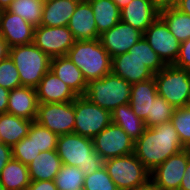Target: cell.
Masks as SVG:
<instances>
[{"mask_svg":"<svg viewBox=\"0 0 190 190\" xmlns=\"http://www.w3.org/2000/svg\"><path fill=\"white\" fill-rule=\"evenodd\" d=\"M27 190H58L54 180L31 181Z\"/></svg>","mask_w":190,"mask_h":190,"instance_id":"ab89813d","label":"cell"},{"mask_svg":"<svg viewBox=\"0 0 190 190\" xmlns=\"http://www.w3.org/2000/svg\"><path fill=\"white\" fill-rule=\"evenodd\" d=\"M27 136L33 140L34 145L41 152L56 150L57 148L58 135L36 121L32 122Z\"/></svg>","mask_w":190,"mask_h":190,"instance_id":"d6a6232c","label":"cell"},{"mask_svg":"<svg viewBox=\"0 0 190 190\" xmlns=\"http://www.w3.org/2000/svg\"><path fill=\"white\" fill-rule=\"evenodd\" d=\"M9 90L0 86V114L7 113Z\"/></svg>","mask_w":190,"mask_h":190,"instance_id":"7bdbcfd3","label":"cell"},{"mask_svg":"<svg viewBox=\"0 0 190 190\" xmlns=\"http://www.w3.org/2000/svg\"><path fill=\"white\" fill-rule=\"evenodd\" d=\"M66 56L82 71L87 83L111 73L112 57L99 39L75 40Z\"/></svg>","mask_w":190,"mask_h":190,"instance_id":"3957f363","label":"cell"},{"mask_svg":"<svg viewBox=\"0 0 190 190\" xmlns=\"http://www.w3.org/2000/svg\"><path fill=\"white\" fill-rule=\"evenodd\" d=\"M40 152L41 151L34 145L33 140L26 136L12 147V158L28 165Z\"/></svg>","mask_w":190,"mask_h":190,"instance_id":"74e56055","label":"cell"},{"mask_svg":"<svg viewBox=\"0 0 190 190\" xmlns=\"http://www.w3.org/2000/svg\"><path fill=\"white\" fill-rule=\"evenodd\" d=\"M159 16L180 43L190 39V16L188 14L173 7L161 10Z\"/></svg>","mask_w":190,"mask_h":190,"instance_id":"f1b7e54d","label":"cell"},{"mask_svg":"<svg viewBox=\"0 0 190 190\" xmlns=\"http://www.w3.org/2000/svg\"><path fill=\"white\" fill-rule=\"evenodd\" d=\"M171 123L178 133L181 144L187 148L190 145V105L176 108Z\"/></svg>","mask_w":190,"mask_h":190,"instance_id":"e575fe53","label":"cell"},{"mask_svg":"<svg viewBox=\"0 0 190 190\" xmlns=\"http://www.w3.org/2000/svg\"><path fill=\"white\" fill-rule=\"evenodd\" d=\"M38 105L36 89L20 86L9 92L7 113L35 121Z\"/></svg>","mask_w":190,"mask_h":190,"instance_id":"ffe728a7","label":"cell"},{"mask_svg":"<svg viewBox=\"0 0 190 190\" xmlns=\"http://www.w3.org/2000/svg\"><path fill=\"white\" fill-rule=\"evenodd\" d=\"M189 158L186 148L170 156L150 172L151 180L160 190H179Z\"/></svg>","mask_w":190,"mask_h":190,"instance_id":"4fadbf2b","label":"cell"},{"mask_svg":"<svg viewBox=\"0 0 190 190\" xmlns=\"http://www.w3.org/2000/svg\"><path fill=\"white\" fill-rule=\"evenodd\" d=\"M111 72L131 85L154 77V73L142 61L128 52L112 58Z\"/></svg>","mask_w":190,"mask_h":190,"instance_id":"d6986e66","label":"cell"},{"mask_svg":"<svg viewBox=\"0 0 190 190\" xmlns=\"http://www.w3.org/2000/svg\"><path fill=\"white\" fill-rule=\"evenodd\" d=\"M174 111L175 108L171 104L162 96L157 95L152 102L151 115L147 116L145 126L152 128L159 124L170 122Z\"/></svg>","mask_w":190,"mask_h":190,"instance_id":"836d02e7","label":"cell"},{"mask_svg":"<svg viewBox=\"0 0 190 190\" xmlns=\"http://www.w3.org/2000/svg\"><path fill=\"white\" fill-rule=\"evenodd\" d=\"M39 103H65L78 96L72 89L49 70L35 88Z\"/></svg>","mask_w":190,"mask_h":190,"instance_id":"ac0fdd59","label":"cell"},{"mask_svg":"<svg viewBox=\"0 0 190 190\" xmlns=\"http://www.w3.org/2000/svg\"><path fill=\"white\" fill-rule=\"evenodd\" d=\"M81 0H44L40 25L67 26Z\"/></svg>","mask_w":190,"mask_h":190,"instance_id":"603a6c76","label":"cell"},{"mask_svg":"<svg viewBox=\"0 0 190 190\" xmlns=\"http://www.w3.org/2000/svg\"><path fill=\"white\" fill-rule=\"evenodd\" d=\"M143 37L166 65L175 63L180 42L169 31L167 24L160 16L146 29Z\"/></svg>","mask_w":190,"mask_h":190,"instance_id":"8fae6325","label":"cell"},{"mask_svg":"<svg viewBox=\"0 0 190 190\" xmlns=\"http://www.w3.org/2000/svg\"><path fill=\"white\" fill-rule=\"evenodd\" d=\"M0 190H6L1 183H0Z\"/></svg>","mask_w":190,"mask_h":190,"instance_id":"f907efd6","label":"cell"},{"mask_svg":"<svg viewBox=\"0 0 190 190\" xmlns=\"http://www.w3.org/2000/svg\"><path fill=\"white\" fill-rule=\"evenodd\" d=\"M176 8L190 16V0H179Z\"/></svg>","mask_w":190,"mask_h":190,"instance_id":"7dc6e473","label":"cell"},{"mask_svg":"<svg viewBox=\"0 0 190 190\" xmlns=\"http://www.w3.org/2000/svg\"><path fill=\"white\" fill-rule=\"evenodd\" d=\"M159 12L151 0H132L120 9L121 21L142 33L159 17Z\"/></svg>","mask_w":190,"mask_h":190,"instance_id":"2e32d148","label":"cell"},{"mask_svg":"<svg viewBox=\"0 0 190 190\" xmlns=\"http://www.w3.org/2000/svg\"><path fill=\"white\" fill-rule=\"evenodd\" d=\"M179 190H190V158L188 160Z\"/></svg>","mask_w":190,"mask_h":190,"instance_id":"ee69618b","label":"cell"},{"mask_svg":"<svg viewBox=\"0 0 190 190\" xmlns=\"http://www.w3.org/2000/svg\"><path fill=\"white\" fill-rule=\"evenodd\" d=\"M43 6L44 0H14L7 10L37 27L42 19Z\"/></svg>","mask_w":190,"mask_h":190,"instance_id":"f546056e","label":"cell"},{"mask_svg":"<svg viewBox=\"0 0 190 190\" xmlns=\"http://www.w3.org/2000/svg\"><path fill=\"white\" fill-rule=\"evenodd\" d=\"M157 93L175 109L190 105V71L166 65L154 74Z\"/></svg>","mask_w":190,"mask_h":190,"instance_id":"8992f818","label":"cell"},{"mask_svg":"<svg viewBox=\"0 0 190 190\" xmlns=\"http://www.w3.org/2000/svg\"><path fill=\"white\" fill-rule=\"evenodd\" d=\"M112 123L120 126L134 141L140 138L146 129L145 122L133 111L130 104H123L111 112Z\"/></svg>","mask_w":190,"mask_h":190,"instance_id":"4316f807","label":"cell"},{"mask_svg":"<svg viewBox=\"0 0 190 190\" xmlns=\"http://www.w3.org/2000/svg\"><path fill=\"white\" fill-rule=\"evenodd\" d=\"M14 0H0V11L6 10Z\"/></svg>","mask_w":190,"mask_h":190,"instance_id":"681fc988","label":"cell"},{"mask_svg":"<svg viewBox=\"0 0 190 190\" xmlns=\"http://www.w3.org/2000/svg\"><path fill=\"white\" fill-rule=\"evenodd\" d=\"M35 121L58 136L73 133L75 123L73 101L39 103Z\"/></svg>","mask_w":190,"mask_h":190,"instance_id":"9c48e42d","label":"cell"},{"mask_svg":"<svg viewBox=\"0 0 190 190\" xmlns=\"http://www.w3.org/2000/svg\"><path fill=\"white\" fill-rule=\"evenodd\" d=\"M83 188L84 190H119L104 166L90 175H85Z\"/></svg>","mask_w":190,"mask_h":190,"instance_id":"d590c367","label":"cell"},{"mask_svg":"<svg viewBox=\"0 0 190 190\" xmlns=\"http://www.w3.org/2000/svg\"><path fill=\"white\" fill-rule=\"evenodd\" d=\"M189 152V155H190V145L186 148Z\"/></svg>","mask_w":190,"mask_h":190,"instance_id":"816d5d0a","label":"cell"},{"mask_svg":"<svg viewBox=\"0 0 190 190\" xmlns=\"http://www.w3.org/2000/svg\"><path fill=\"white\" fill-rule=\"evenodd\" d=\"M85 174L75 166L62 165L54 178L58 190H78L83 188Z\"/></svg>","mask_w":190,"mask_h":190,"instance_id":"1f68e13d","label":"cell"},{"mask_svg":"<svg viewBox=\"0 0 190 190\" xmlns=\"http://www.w3.org/2000/svg\"><path fill=\"white\" fill-rule=\"evenodd\" d=\"M152 4L159 10L176 7L179 0H151Z\"/></svg>","mask_w":190,"mask_h":190,"instance_id":"b9f144b4","label":"cell"},{"mask_svg":"<svg viewBox=\"0 0 190 190\" xmlns=\"http://www.w3.org/2000/svg\"><path fill=\"white\" fill-rule=\"evenodd\" d=\"M12 158V147L0 141V175L5 165Z\"/></svg>","mask_w":190,"mask_h":190,"instance_id":"60d3db41","label":"cell"},{"mask_svg":"<svg viewBox=\"0 0 190 190\" xmlns=\"http://www.w3.org/2000/svg\"><path fill=\"white\" fill-rule=\"evenodd\" d=\"M9 48L7 42L0 35V61L9 56Z\"/></svg>","mask_w":190,"mask_h":190,"instance_id":"f6af8a7d","label":"cell"},{"mask_svg":"<svg viewBox=\"0 0 190 190\" xmlns=\"http://www.w3.org/2000/svg\"><path fill=\"white\" fill-rule=\"evenodd\" d=\"M56 151L63 165L78 167L85 175L104 166V160L94 149L93 139L76 133L59 135Z\"/></svg>","mask_w":190,"mask_h":190,"instance_id":"7a4b0ae2","label":"cell"},{"mask_svg":"<svg viewBox=\"0 0 190 190\" xmlns=\"http://www.w3.org/2000/svg\"><path fill=\"white\" fill-rule=\"evenodd\" d=\"M143 37V33L121 20L99 36L100 43L113 58L124 54Z\"/></svg>","mask_w":190,"mask_h":190,"instance_id":"5bb4252c","label":"cell"},{"mask_svg":"<svg viewBox=\"0 0 190 190\" xmlns=\"http://www.w3.org/2000/svg\"><path fill=\"white\" fill-rule=\"evenodd\" d=\"M74 131L78 135L93 139L111 122V112L92 103L85 96H78L74 101Z\"/></svg>","mask_w":190,"mask_h":190,"instance_id":"ba28073f","label":"cell"},{"mask_svg":"<svg viewBox=\"0 0 190 190\" xmlns=\"http://www.w3.org/2000/svg\"><path fill=\"white\" fill-rule=\"evenodd\" d=\"M0 86L9 91L21 86L17 67L10 56L0 61Z\"/></svg>","mask_w":190,"mask_h":190,"instance_id":"8d00e7d4","label":"cell"},{"mask_svg":"<svg viewBox=\"0 0 190 190\" xmlns=\"http://www.w3.org/2000/svg\"><path fill=\"white\" fill-rule=\"evenodd\" d=\"M50 70L67 84L77 96H84L87 81L82 71L67 56L51 58Z\"/></svg>","mask_w":190,"mask_h":190,"instance_id":"44dd1931","label":"cell"},{"mask_svg":"<svg viewBox=\"0 0 190 190\" xmlns=\"http://www.w3.org/2000/svg\"><path fill=\"white\" fill-rule=\"evenodd\" d=\"M132 85L112 72L101 79L87 83L84 96L92 103L112 112L123 104H129Z\"/></svg>","mask_w":190,"mask_h":190,"instance_id":"5b68a950","label":"cell"},{"mask_svg":"<svg viewBox=\"0 0 190 190\" xmlns=\"http://www.w3.org/2000/svg\"><path fill=\"white\" fill-rule=\"evenodd\" d=\"M128 53H132L134 57L142 61L154 74L158 73L166 66L144 37L134 44Z\"/></svg>","mask_w":190,"mask_h":190,"instance_id":"4dcf8cb0","label":"cell"},{"mask_svg":"<svg viewBox=\"0 0 190 190\" xmlns=\"http://www.w3.org/2000/svg\"><path fill=\"white\" fill-rule=\"evenodd\" d=\"M173 65L190 71V39L180 43L179 54Z\"/></svg>","mask_w":190,"mask_h":190,"instance_id":"f35d334b","label":"cell"},{"mask_svg":"<svg viewBox=\"0 0 190 190\" xmlns=\"http://www.w3.org/2000/svg\"><path fill=\"white\" fill-rule=\"evenodd\" d=\"M94 13L99 35L114 27L121 20L118 6L111 0H88Z\"/></svg>","mask_w":190,"mask_h":190,"instance_id":"83f0119b","label":"cell"},{"mask_svg":"<svg viewBox=\"0 0 190 190\" xmlns=\"http://www.w3.org/2000/svg\"><path fill=\"white\" fill-rule=\"evenodd\" d=\"M133 190H160L157 185L150 179H148L144 184L139 185Z\"/></svg>","mask_w":190,"mask_h":190,"instance_id":"bcb514c9","label":"cell"},{"mask_svg":"<svg viewBox=\"0 0 190 190\" xmlns=\"http://www.w3.org/2000/svg\"><path fill=\"white\" fill-rule=\"evenodd\" d=\"M62 165L56 150L42 151L28 164L30 180H54Z\"/></svg>","mask_w":190,"mask_h":190,"instance_id":"cb8c5ba5","label":"cell"},{"mask_svg":"<svg viewBox=\"0 0 190 190\" xmlns=\"http://www.w3.org/2000/svg\"><path fill=\"white\" fill-rule=\"evenodd\" d=\"M28 165L11 158L0 175V183L6 190H27L30 185Z\"/></svg>","mask_w":190,"mask_h":190,"instance_id":"484cf974","label":"cell"},{"mask_svg":"<svg viewBox=\"0 0 190 190\" xmlns=\"http://www.w3.org/2000/svg\"><path fill=\"white\" fill-rule=\"evenodd\" d=\"M158 95L154 77L132 84L130 106L134 113L144 122L151 115L152 102Z\"/></svg>","mask_w":190,"mask_h":190,"instance_id":"7402d4cb","label":"cell"},{"mask_svg":"<svg viewBox=\"0 0 190 190\" xmlns=\"http://www.w3.org/2000/svg\"><path fill=\"white\" fill-rule=\"evenodd\" d=\"M178 133L170 122L147 128L139 139L134 141V155L144 167L152 172L170 156L183 150Z\"/></svg>","mask_w":190,"mask_h":190,"instance_id":"6da1fadb","label":"cell"},{"mask_svg":"<svg viewBox=\"0 0 190 190\" xmlns=\"http://www.w3.org/2000/svg\"><path fill=\"white\" fill-rule=\"evenodd\" d=\"M113 1L119 9L124 8L126 5H128L132 0H111Z\"/></svg>","mask_w":190,"mask_h":190,"instance_id":"c3c4849f","label":"cell"},{"mask_svg":"<svg viewBox=\"0 0 190 190\" xmlns=\"http://www.w3.org/2000/svg\"><path fill=\"white\" fill-rule=\"evenodd\" d=\"M32 122L9 113L0 114V141L13 147L28 135Z\"/></svg>","mask_w":190,"mask_h":190,"instance_id":"d4e9b609","label":"cell"},{"mask_svg":"<svg viewBox=\"0 0 190 190\" xmlns=\"http://www.w3.org/2000/svg\"><path fill=\"white\" fill-rule=\"evenodd\" d=\"M35 27L19 15L0 11V35L9 47L30 44L34 41Z\"/></svg>","mask_w":190,"mask_h":190,"instance_id":"9a60e30c","label":"cell"},{"mask_svg":"<svg viewBox=\"0 0 190 190\" xmlns=\"http://www.w3.org/2000/svg\"><path fill=\"white\" fill-rule=\"evenodd\" d=\"M9 56L17 67L21 86L36 88L50 70L51 57L34 43L10 47Z\"/></svg>","mask_w":190,"mask_h":190,"instance_id":"277c9868","label":"cell"},{"mask_svg":"<svg viewBox=\"0 0 190 190\" xmlns=\"http://www.w3.org/2000/svg\"><path fill=\"white\" fill-rule=\"evenodd\" d=\"M74 42L72 32L67 26L35 27L33 43L51 58L66 56Z\"/></svg>","mask_w":190,"mask_h":190,"instance_id":"7c38bea8","label":"cell"},{"mask_svg":"<svg viewBox=\"0 0 190 190\" xmlns=\"http://www.w3.org/2000/svg\"><path fill=\"white\" fill-rule=\"evenodd\" d=\"M104 167L119 190H133L151 178L134 153L107 159Z\"/></svg>","mask_w":190,"mask_h":190,"instance_id":"52a82bcc","label":"cell"},{"mask_svg":"<svg viewBox=\"0 0 190 190\" xmlns=\"http://www.w3.org/2000/svg\"><path fill=\"white\" fill-rule=\"evenodd\" d=\"M75 40L99 39L94 13L88 0H81L67 25Z\"/></svg>","mask_w":190,"mask_h":190,"instance_id":"e0dca14e","label":"cell"},{"mask_svg":"<svg viewBox=\"0 0 190 190\" xmlns=\"http://www.w3.org/2000/svg\"><path fill=\"white\" fill-rule=\"evenodd\" d=\"M93 144L95 151L104 161L134 152V140L112 122L93 138Z\"/></svg>","mask_w":190,"mask_h":190,"instance_id":"30bf717a","label":"cell"}]
</instances>
